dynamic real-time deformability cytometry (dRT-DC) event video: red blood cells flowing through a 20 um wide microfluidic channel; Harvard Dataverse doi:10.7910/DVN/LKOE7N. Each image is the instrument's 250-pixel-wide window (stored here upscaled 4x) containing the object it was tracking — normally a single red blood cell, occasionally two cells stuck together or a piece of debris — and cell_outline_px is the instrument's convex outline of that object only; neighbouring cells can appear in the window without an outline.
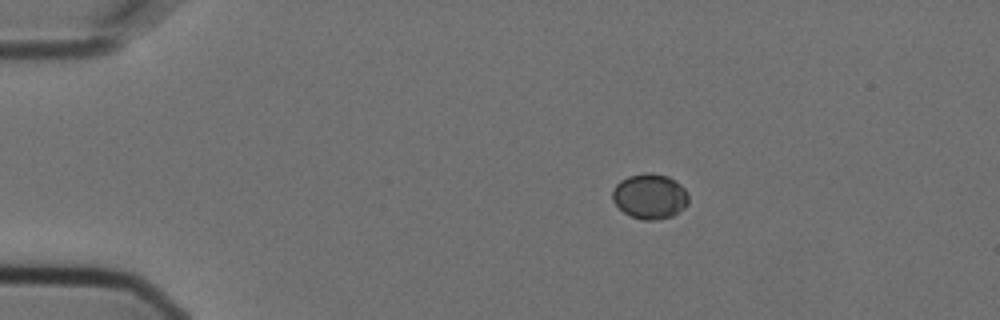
{"species": "Egyptian fruit bat (a non-hibernating species)", "species_latin": "Rousettus aegyptiacus", "temperature_condition": "cold", "stored_images_in_passage": 28, "camera_frame_rate_fps": 3000, "um_per_image_px": 0.085, "animal": {"sex": "female"}, "frame": {"image": 1, "passage_image": 1, "time_ms": 0.0, "image_size_px": [1000, 320], "cell_outline_px": [[688, 204], [684, 208], [672, 216], [656, 220], [644, 220], [632, 216], [624, 212], [612, 200], [612, 188], [620, 180], [628, 176], [644, 172], [652, 172], [668, 176], [676, 180], [684, 188], [688, 196]], "centroid_in_image_um": [55.23, 16.66], "position_along_channel_um": 29.8, "area_um2": 20.17}}
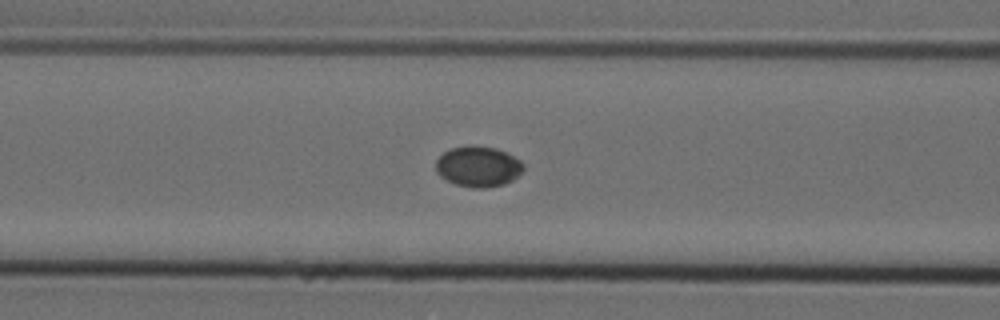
{"frame": {"image": 2, "passage_image": 14, "time_ms": 4.333, "image_size_px": [1000, 320], "cell_outline_px": [[524, 168], [512, 180], [504, 184], [484, 188], [472, 188], [456, 184], [440, 176], [436, 172], [436, 160], [448, 148], [468, 144], [476, 144], [496, 148], [508, 152], [520, 160], [524, 164]], "centroid_in_image_um": [40.63, 14.12], "position_along_channel_um": 126.0, "area_um2": 21.04}}
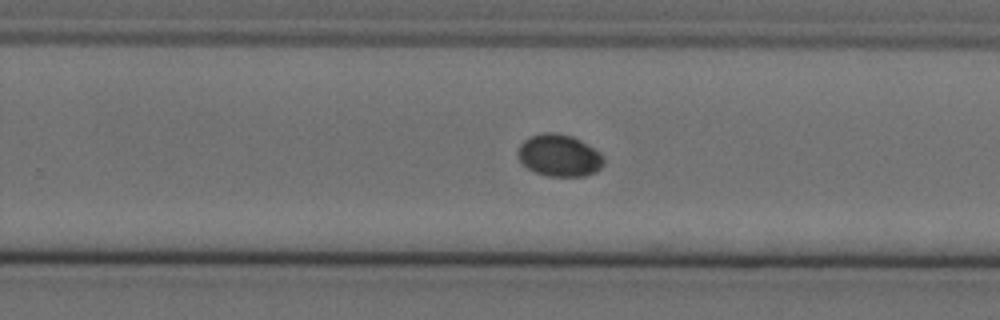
{"frame": {"image": 3, "passage_image": 27, "time_ms": 8.667, "image_size_px": [1000, 320], "cell_outline_px": [[604, 164], [596, 172], [584, 176], [548, 176], [536, 172], [528, 168], [520, 160], [516, 152], [520, 144], [524, 140], [532, 136], [544, 132], [556, 132], [572, 136], [580, 140], [600, 152], [604, 156]], "centroid_in_image_um": [47.55, 13.21], "position_along_channel_um": 282.3, "area_um2": 21.04}}